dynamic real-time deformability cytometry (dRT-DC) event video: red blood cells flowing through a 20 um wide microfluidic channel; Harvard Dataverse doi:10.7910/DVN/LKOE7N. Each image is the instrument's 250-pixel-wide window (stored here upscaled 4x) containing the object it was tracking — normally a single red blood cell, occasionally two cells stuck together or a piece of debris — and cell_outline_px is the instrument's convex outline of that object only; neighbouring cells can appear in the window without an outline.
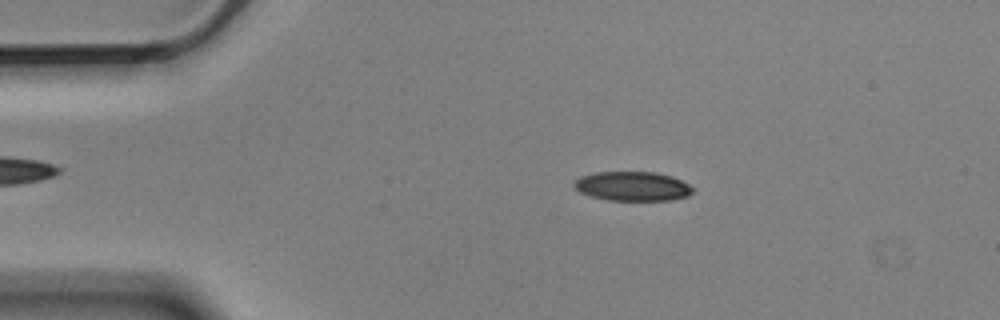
{"species": "Egyptian fruit bat (a non-hibernating species)", "species_latin": "Rousettus aegyptiacus", "temperature_condition": "cold", "stored_images_in_passage": 10, "camera_frame_rate_fps": 3000, "um_per_image_px": 0.085, "animal": {"sex": "male"}, "frame": {"image": 1, "passage_image": 3, "time_ms": 0.667, "image_size_px": [1000, 320], "cell_outline_px": [[692, 192], [688, 196], [672, 200], [608, 200], [592, 196], [580, 192], [572, 188], [572, 184], [580, 176], [596, 172], [656, 172], [672, 176], [688, 184], [692, 188]], "centroid_in_image_um": [53.73, 15.82], "position_along_channel_um": 31.3, "area_um2": 20.29}}
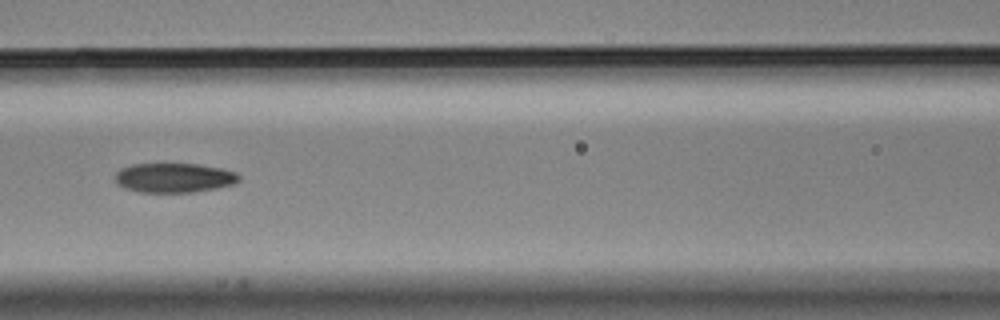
{"frame": {"image": 2, "passage_image": 7, "time_ms": 2.0, "image_size_px": [1000, 320], "cell_outline_px": [[240, 180], [232, 184], [216, 188], [192, 192], [140, 192], [124, 188], [116, 184], [116, 172], [120, 168], [132, 164], [196, 164], [220, 168], [236, 172], [240, 176]], "centroid_in_image_um": [14.77, 15.11], "position_along_channel_um": 151.8, "area_um2": 21.21}}
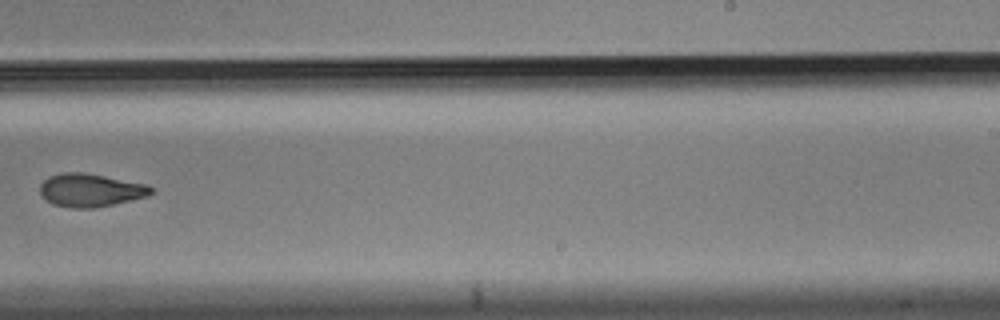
{"frame": {"image": 3, "passage_image": 10, "time_ms": 3.0, "image_size_px": [1000, 320], "cell_outline_px": [[152, 192], [148, 196], [112, 204], [92, 208], [72, 208], [52, 204], [40, 192], [40, 184], [48, 176], [64, 172], [84, 172], [148, 184], [152, 188]], "centroid_in_image_um": [7.69, 16.15], "position_along_channel_um": 281.3, "area_um2": 21.33}}